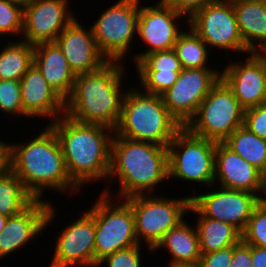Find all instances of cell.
Returning <instances> with one entry per match:
<instances>
[{
	"mask_svg": "<svg viewBox=\"0 0 266 267\" xmlns=\"http://www.w3.org/2000/svg\"><path fill=\"white\" fill-rule=\"evenodd\" d=\"M43 129L30 141L8 143V167L35 199L43 200L47 189L63 195L80 191L68 175L56 133L48 124Z\"/></svg>",
	"mask_w": 266,
	"mask_h": 267,
	"instance_id": "6da1fadb",
	"label": "cell"
},
{
	"mask_svg": "<svg viewBox=\"0 0 266 267\" xmlns=\"http://www.w3.org/2000/svg\"><path fill=\"white\" fill-rule=\"evenodd\" d=\"M48 125L60 142L68 175L79 189L88 182L107 181L114 130L81 123L65 114Z\"/></svg>",
	"mask_w": 266,
	"mask_h": 267,
	"instance_id": "7a4b0ae2",
	"label": "cell"
},
{
	"mask_svg": "<svg viewBox=\"0 0 266 267\" xmlns=\"http://www.w3.org/2000/svg\"><path fill=\"white\" fill-rule=\"evenodd\" d=\"M108 179L119 181L117 196L110 193L112 190L108 186L102 190V193L113 198L126 199L153 194V188L159 186L160 182L169 180L168 148L114 134Z\"/></svg>",
	"mask_w": 266,
	"mask_h": 267,
	"instance_id": "3957f363",
	"label": "cell"
},
{
	"mask_svg": "<svg viewBox=\"0 0 266 267\" xmlns=\"http://www.w3.org/2000/svg\"><path fill=\"white\" fill-rule=\"evenodd\" d=\"M124 67L119 61H109L97 71L77 74L72 94L65 101V115L114 130L127 92L121 88L127 74Z\"/></svg>",
	"mask_w": 266,
	"mask_h": 267,
	"instance_id": "277c9868",
	"label": "cell"
},
{
	"mask_svg": "<svg viewBox=\"0 0 266 267\" xmlns=\"http://www.w3.org/2000/svg\"><path fill=\"white\" fill-rule=\"evenodd\" d=\"M142 91L136 86L127 89L114 134L168 147L182 126L169 113L162 96Z\"/></svg>",
	"mask_w": 266,
	"mask_h": 267,
	"instance_id": "5b68a950",
	"label": "cell"
},
{
	"mask_svg": "<svg viewBox=\"0 0 266 267\" xmlns=\"http://www.w3.org/2000/svg\"><path fill=\"white\" fill-rule=\"evenodd\" d=\"M98 198L87 210L95 218V267L116 251L139 245L130 205L102 192Z\"/></svg>",
	"mask_w": 266,
	"mask_h": 267,
	"instance_id": "8992f818",
	"label": "cell"
},
{
	"mask_svg": "<svg viewBox=\"0 0 266 267\" xmlns=\"http://www.w3.org/2000/svg\"><path fill=\"white\" fill-rule=\"evenodd\" d=\"M165 197L149 194L124 199L134 213L137 240L139 244L144 241L151 253L164 235L184 220L191 204L190 195L184 198Z\"/></svg>",
	"mask_w": 266,
	"mask_h": 267,
	"instance_id": "52a82bcc",
	"label": "cell"
},
{
	"mask_svg": "<svg viewBox=\"0 0 266 267\" xmlns=\"http://www.w3.org/2000/svg\"><path fill=\"white\" fill-rule=\"evenodd\" d=\"M243 119L244 109L232 89L220 78L185 127L196 136L224 142L238 127L243 126Z\"/></svg>",
	"mask_w": 266,
	"mask_h": 267,
	"instance_id": "ba28073f",
	"label": "cell"
},
{
	"mask_svg": "<svg viewBox=\"0 0 266 267\" xmlns=\"http://www.w3.org/2000/svg\"><path fill=\"white\" fill-rule=\"evenodd\" d=\"M170 179L214 187L216 142L192 134L182 127L168 145Z\"/></svg>",
	"mask_w": 266,
	"mask_h": 267,
	"instance_id": "9c48e42d",
	"label": "cell"
},
{
	"mask_svg": "<svg viewBox=\"0 0 266 267\" xmlns=\"http://www.w3.org/2000/svg\"><path fill=\"white\" fill-rule=\"evenodd\" d=\"M141 0H118L94 21L91 27L101 53L108 61H119L127 55L134 35Z\"/></svg>",
	"mask_w": 266,
	"mask_h": 267,
	"instance_id": "30bf717a",
	"label": "cell"
},
{
	"mask_svg": "<svg viewBox=\"0 0 266 267\" xmlns=\"http://www.w3.org/2000/svg\"><path fill=\"white\" fill-rule=\"evenodd\" d=\"M189 26L209 48L251 53L241 37L231 0L206 4L188 20Z\"/></svg>",
	"mask_w": 266,
	"mask_h": 267,
	"instance_id": "8fae6325",
	"label": "cell"
},
{
	"mask_svg": "<svg viewBox=\"0 0 266 267\" xmlns=\"http://www.w3.org/2000/svg\"><path fill=\"white\" fill-rule=\"evenodd\" d=\"M221 78V72L210 68H182L177 81L161 96L169 113L185 127L195 116L199 105Z\"/></svg>",
	"mask_w": 266,
	"mask_h": 267,
	"instance_id": "7c38bea8",
	"label": "cell"
},
{
	"mask_svg": "<svg viewBox=\"0 0 266 267\" xmlns=\"http://www.w3.org/2000/svg\"><path fill=\"white\" fill-rule=\"evenodd\" d=\"M191 195V204L204 216L231 224L240 233L245 229L254 208L261 202L257 194L222 187Z\"/></svg>",
	"mask_w": 266,
	"mask_h": 267,
	"instance_id": "4fadbf2b",
	"label": "cell"
},
{
	"mask_svg": "<svg viewBox=\"0 0 266 267\" xmlns=\"http://www.w3.org/2000/svg\"><path fill=\"white\" fill-rule=\"evenodd\" d=\"M184 17L163 2L149 6L140 5L137 35L149 47L132 58L135 64L152 52L172 50L179 35L184 31L178 22Z\"/></svg>",
	"mask_w": 266,
	"mask_h": 267,
	"instance_id": "5bb4252c",
	"label": "cell"
},
{
	"mask_svg": "<svg viewBox=\"0 0 266 267\" xmlns=\"http://www.w3.org/2000/svg\"><path fill=\"white\" fill-rule=\"evenodd\" d=\"M73 221L58 232L49 267H95V218L85 210Z\"/></svg>",
	"mask_w": 266,
	"mask_h": 267,
	"instance_id": "9a60e30c",
	"label": "cell"
},
{
	"mask_svg": "<svg viewBox=\"0 0 266 267\" xmlns=\"http://www.w3.org/2000/svg\"><path fill=\"white\" fill-rule=\"evenodd\" d=\"M68 0H32L24 5L23 41L37 45L54 42L76 18Z\"/></svg>",
	"mask_w": 266,
	"mask_h": 267,
	"instance_id": "2e32d148",
	"label": "cell"
},
{
	"mask_svg": "<svg viewBox=\"0 0 266 267\" xmlns=\"http://www.w3.org/2000/svg\"><path fill=\"white\" fill-rule=\"evenodd\" d=\"M55 214L56 210L50 202L35 199L25 210L8 217L0 233V259L25 247L37 235L41 236L42 231L53 223Z\"/></svg>",
	"mask_w": 266,
	"mask_h": 267,
	"instance_id": "e0dca14e",
	"label": "cell"
},
{
	"mask_svg": "<svg viewBox=\"0 0 266 267\" xmlns=\"http://www.w3.org/2000/svg\"><path fill=\"white\" fill-rule=\"evenodd\" d=\"M245 59L242 63L230 62L221 71V78L244 110L266 102V62L255 52Z\"/></svg>",
	"mask_w": 266,
	"mask_h": 267,
	"instance_id": "ac0fdd59",
	"label": "cell"
},
{
	"mask_svg": "<svg viewBox=\"0 0 266 267\" xmlns=\"http://www.w3.org/2000/svg\"><path fill=\"white\" fill-rule=\"evenodd\" d=\"M54 42L75 75L97 71L109 62L99 50L91 27L86 30L77 16Z\"/></svg>",
	"mask_w": 266,
	"mask_h": 267,
	"instance_id": "d6986e66",
	"label": "cell"
},
{
	"mask_svg": "<svg viewBox=\"0 0 266 267\" xmlns=\"http://www.w3.org/2000/svg\"><path fill=\"white\" fill-rule=\"evenodd\" d=\"M262 174L223 142H216L215 186L218 184L226 189L248 191L260 197Z\"/></svg>",
	"mask_w": 266,
	"mask_h": 267,
	"instance_id": "ffe728a7",
	"label": "cell"
},
{
	"mask_svg": "<svg viewBox=\"0 0 266 267\" xmlns=\"http://www.w3.org/2000/svg\"><path fill=\"white\" fill-rule=\"evenodd\" d=\"M23 116L49 117V123L65 114V101L47 83L35 64L20 79Z\"/></svg>",
	"mask_w": 266,
	"mask_h": 267,
	"instance_id": "44dd1931",
	"label": "cell"
},
{
	"mask_svg": "<svg viewBox=\"0 0 266 267\" xmlns=\"http://www.w3.org/2000/svg\"><path fill=\"white\" fill-rule=\"evenodd\" d=\"M135 68L142 90L160 96L177 81L182 71L180 60L173 49L147 54Z\"/></svg>",
	"mask_w": 266,
	"mask_h": 267,
	"instance_id": "7402d4cb",
	"label": "cell"
},
{
	"mask_svg": "<svg viewBox=\"0 0 266 267\" xmlns=\"http://www.w3.org/2000/svg\"><path fill=\"white\" fill-rule=\"evenodd\" d=\"M34 64L47 83L66 101L72 94L76 75L58 45L55 42L35 45Z\"/></svg>",
	"mask_w": 266,
	"mask_h": 267,
	"instance_id": "603a6c76",
	"label": "cell"
},
{
	"mask_svg": "<svg viewBox=\"0 0 266 267\" xmlns=\"http://www.w3.org/2000/svg\"><path fill=\"white\" fill-rule=\"evenodd\" d=\"M231 2L246 48L250 52L257 53L266 45V0H231Z\"/></svg>",
	"mask_w": 266,
	"mask_h": 267,
	"instance_id": "cb8c5ba5",
	"label": "cell"
},
{
	"mask_svg": "<svg viewBox=\"0 0 266 267\" xmlns=\"http://www.w3.org/2000/svg\"><path fill=\"white\" fill-rule=\"evenodd\" d=\"M187 220L181 221L170 229L159 243L152 249V253L164 248L170 257L169 266L198 265L201 253L197 228L191 226Z\"/></svg>",
	"mask_w": 266,
	"mask_h": 267,
	"instance_id": "d4e9b609",
	"label": "cell"
},
{
	"mask_svg": "<svg viewBox=\"0 0 266 267\" xmlns=\"http://www.w3.org/2000/svg\"><path fill=\"white\" fill-rule=\"evenodd\" d=\"M188 211L199 215L196 228L201 254L236 245L241 240V233L231 224L204 217L192 204Z\"/></svg>",
	"mask_w": 266,
	"mask_h": 267,
	"instance_id": "484cf974",
	"label": "cell"
},
{
	"mask_svg": "<svg viewBox=\"0 0 266 267\" xmlns=\"http://www.w3.org/2000/svg\"><path fill=\"white\" fill-rule=\"evenodd\" d=\"M33 64L34 45L23 40H11L0 51V79L20 81Z\"/></svg>",
	"mask_w": 266,
	"mask_h": 267,
	"instance_id": "4316f807",
	"label": "cell"
},
{
	"mask_svg": "<svg viewBox=\"0 0 266 267\" xmlns=\"http://www.w3.org/2000/svg\"><path fill=\"white\" fill-rule=\"evenodd\" d=\"M34 200L9 167L0 173V214L7 217L19 214Z\"/></svg>",
	"mask_w": 266,
	"mask_h": 267,
	"instance_id": "83f0119b",
	"label": "cell"
},
{
	"mask_svg": "<svg viewBox=\"0 0 266 267\" xmlns=\"http://www.w3.org/2000/svg\"><path fill=\"white\" fill-rule=\"evenodd\" d=\"M223 143L262 173L266 170V139L241 126Z\"/></svg>",
	"mask_w": 266,
	"mask_h": 267,
	"instance_id": "f1b7e54d",
	"label": "cell"
},
{
	"mask_svg": "<svg viewBox=\"0 0 266 267\" xmlns=\"http://www.w3.org/2000/svg\"><path fill=\"white\" fill-rule=\"evenodd\" d=\"M188 29L179 35L173 48L182 68H209L210 50H208L207 44L191 27Z\"/></svg>",
	"mask_w": 266,
	"mask_h": 267,
	"instance_id": "f546056e",
	"label": "cell"
},
{
	"mask_svg": "<svg viewBox=\"0 0 266 267\" xmlns=\"http://www.w3.org/2000/svg\"><path fill=\"white\" fill-rule=\"evenodd\" d=\"M241 240L248 245L266 248V202H260L253 210Z\"/></svg>",
	"mask_w": 266,
	"mask_h": 267,
	"instance_id": "4dcf8cb0",
	"label": "cell"
},
{
	"mask_svg": "<svg viewBox=\"0 0 266 267\" xmlns=\"http://www.w3.org/2000/svg\"><path fill=\"white\" fill-rule=\"evenodd\" d=\"M24 5L11 0H0V35L21 34Z\"/></svg>",
	"mask_w": 266,
	"mask_h": 267,
	"instance_id": "1f68e13d",
	"label": "cell"
},
{
	"mask_svg": "<svg viewBox=\"0 0 266 267\" xmlns=\"http://www.w3.org/2000/svg\"><path fill=\"white\" fill-rule=\"evenodd\" d=\"M0 112L23 117L20 81L0 79Z\"/></svg>",
	"mask_w": 266,
	"mask_h": 267,
	"instance_id": "d6a6232c",
	"label": "cell"
},
{
	"mask_svg": "<svg viewBox=\"0 0 266 267\" xmlns=\"http://www.w3.org/2000/svg\"><path fill=\"white\" fill-rule=\"evenodd\" d=\"M141 246L142 244H139L118 250L100 261L97 267H142Z\"/></svg>",
	"mask_w": 266,
	"mask_h": 267,
	"instance_id": "836d02e7",
	"label": "cell"
},
{
	"mask_svg": "<svg viewBox=\"0 0 266 267\" xmlns=\"http://www.w3.org/2000/svg\"><path fill=\"white\" fill-rule=\"evenodd\" d=\"M243 126L258 137L266 139V102L244 110Z\"/></svg>",
	"mask_w": 266,
	"mask_h": 267,
	"instance_id": "e575fe53",
	"label": "cell"
},
{
	"mask_svg": "<svg viewBox=\"0 0 266 267\" xmlns=\"http://www.w3.org/2000/svg\"><path fill=\"white\" fill-rule=\"evenodd\" d=\"M233 257V245L227 248L201 254L198 267H229Z\"/></svg>",
	"mask_w": 266,
	"mask_h": 267,
	"instance_id": "d590c367",
	"label": "cell"
},
{
	"mask_svg": "<svg viewBox=\"0 0 266 267\" xmlns=\"http://www.w3.org/2000/svg\"><path fill=\"white\" fill-rule=\"evenodd\" d=\"M217 0H166L164 3L170 6L174 11L184 15L185 21L188 20L206 4Z\"/></svg>",
	"mask_w": 266,
	"mask_h": 267,
	"instance_id": "8d00e7d4",
	"label": "cell"
},
{
	"mask_svg": "<svg viewBox=\"0 0 266 267\" xmlns=\"http://www.w3.org/2000/svg\"><path fill=\"white\" fill-rule=\"evenodd\" d=\"M229 267H252L251 245L242 240L233 245V257Z\"/></svg>",
	"mask_w": 266,
	"mask_h": 267,
	"instance_id": "74e56055",
	"label": "cell"
},
{
	"mask_svg": "<svg viewBox=\"0 0 266 267\" xmlns=\"http://www.w3.org/2000/svg\"><path fill=\"white\" fill-rule=\"evenodd\" d=\"M252 267H266V248L251 245Z\"/></svg>",
	"mask_w": 266,
	"mask_h": 267,
	"instance_id": "f35d334b",
	"label": "cell"
},
{
	"mask_svg": "<svg viewBox=\"0 0 266 267\" xmlns=\"http://www.w3.org/2000/svg\"><path fill=\"white\" fill-rule=\"evenodd\" d=\"M8 167V143L0 139V173Z\"/></svg>",
	"mask_w": 266,
	"mask_h": 267,
	"instance_id": "ab89813d",
	"label": "cell"
},
{
	"mask_svg": "<svg viewBox=\"0 0 266 267\" xmlns=\"http://www.w3.org/2000/svg\"><path fill=\"white\" fill-rule=\"evenodd\" d=\"M260 200L266 202V170L262 174V191L260 194Z\"/></svg>",
	"mask_w": 266,
	"mask_h": 267,
	"instance_id": "60d3db41",
	"label": "cell"
},
{
	"mask_svg": "<svg viewBox=\"0 0 266 267\" xmlns=\"http://www.w3.org/2000/svg\"><path fill=\"white\" fill-rule=\"evenodd\" d=\"M7 220H8L7 216L0 214V233L3 231Z\"/></svg>",
	"mask_w": 266,
	"mask_h": 267,
	"instance_id": "b9f144b4",
	"label": "cell"
},
{
	"mask_svg": "<svg viewBox=\"0 0 266 267\" xmlns=\"http://www.w3.org/2000/svg\"><path fill=\"white\" fill-rule=\"evenodd\" d=\"M263 59L264 61L266 62V45L257 52Z\"/></svg>",
	"mask_w": 266,
	"mask_h": 267,
	"instance_id": "7bdbcfd3",
	"label": "cell"
},
{
	"mask_svg": "<svg viewBox=\"0 0 266 267\" xmlns=\"http://www.w3.org/2000/svg\"><path fill=\"white\" fill-rule=\"evenodd\" d=\"M11 1H15V2H18L20 4L25 5V4L30 3L32 0H11Z\"/></svg>",
	"mask_w": 266,
	"mask_h": 267,
	"instance_id": "ee69618b",
	"label": "cell"
},
{
	"mask_svg": "<svg viewBox=\"0 0 266 267\" xmlns=\"http://www.w3.org/2000/svg\"><path fill=\"white\" fill-rule=\"evenodd\" d=\"M169 267H198V265H173Z\"/></svg>",
	"mask_w": 266,
	"mask_h": 267,
	"instance_id": "f6af8a7d",
	"label": "cell"
}]
</instances>
